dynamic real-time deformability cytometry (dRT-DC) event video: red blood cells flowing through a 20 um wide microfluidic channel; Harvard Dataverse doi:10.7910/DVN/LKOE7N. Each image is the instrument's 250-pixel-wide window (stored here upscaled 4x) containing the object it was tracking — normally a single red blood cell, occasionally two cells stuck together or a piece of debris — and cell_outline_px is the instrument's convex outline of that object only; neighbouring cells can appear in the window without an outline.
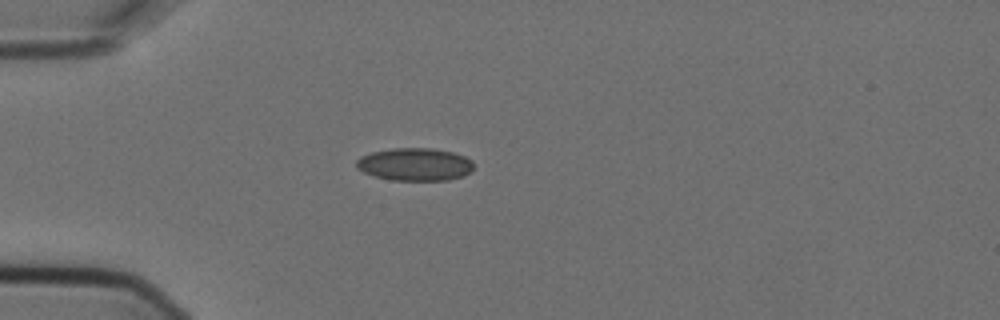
{"species": "Egyptian fruit bat (a non-hibernating species)", "species_latin": "Rousettus aegyptiacus", "temperature_condition": "cold", "stored_images_in_passage": 3, "camera_frame_rate_fps": 3000, "um_per_image_px": 0.085, "animal": {"sex": "female"}, "frame": {"image": 1, "passage_image": 3, "time_ms": 0.667, "image_size_px": [1000, 320], "cell_outline_px": [[472, 172], [464, 176], [448, 180], [392, 180], [376, 176], [364, 172], [356, 168], [356, 160], [360, 156], [372, 152], [392, 148], [432, 148], [452, 152], [464, 156], [472, 160]], "centroid_in_image_um": [35.27, 13.97], "position_along_channel_um": 49.7, "area_um2": 22.43}}